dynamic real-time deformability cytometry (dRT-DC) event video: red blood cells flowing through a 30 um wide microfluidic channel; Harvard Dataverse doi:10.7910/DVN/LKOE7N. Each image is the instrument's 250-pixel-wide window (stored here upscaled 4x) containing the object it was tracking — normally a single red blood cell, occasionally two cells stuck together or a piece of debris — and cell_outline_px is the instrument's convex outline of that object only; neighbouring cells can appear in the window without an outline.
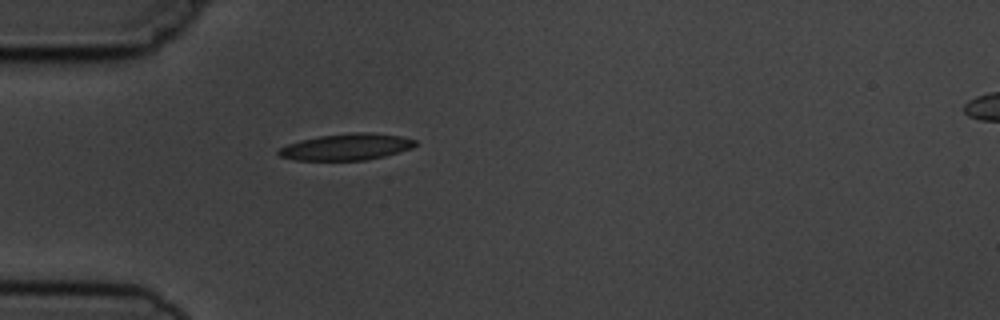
{"species": "common noctule bat (a hibernating species)", "species_latin": "Nyctalus noctula", "temperature_condition": "cold", "stored_images_in_passage": 1, "camera_frame_rate_fps": 3000, "um_per_image_px": 0.085, "animal": {"sex": "male", "body_mass_g": 19.5, "forearm_length_mm": 54.6}, "frame": {"image": 1, "passage_image": 1, "time_ms": 0.0, "image_size_px": [1000, 320], "cell_outline_px": [[416, 144], [412, 148], [384, 156], [364, 160], [296, 160], [280, 156], [276, 152], [280, 148], [288, 144], [300, 140], [320, 136], [352, 132], [368, 132], [400, 136], [416, 140]], "centroid_in_image_um": [29.44, 12.48], "position_along_channel_um": 55.6, "area_um2": 20.92}}